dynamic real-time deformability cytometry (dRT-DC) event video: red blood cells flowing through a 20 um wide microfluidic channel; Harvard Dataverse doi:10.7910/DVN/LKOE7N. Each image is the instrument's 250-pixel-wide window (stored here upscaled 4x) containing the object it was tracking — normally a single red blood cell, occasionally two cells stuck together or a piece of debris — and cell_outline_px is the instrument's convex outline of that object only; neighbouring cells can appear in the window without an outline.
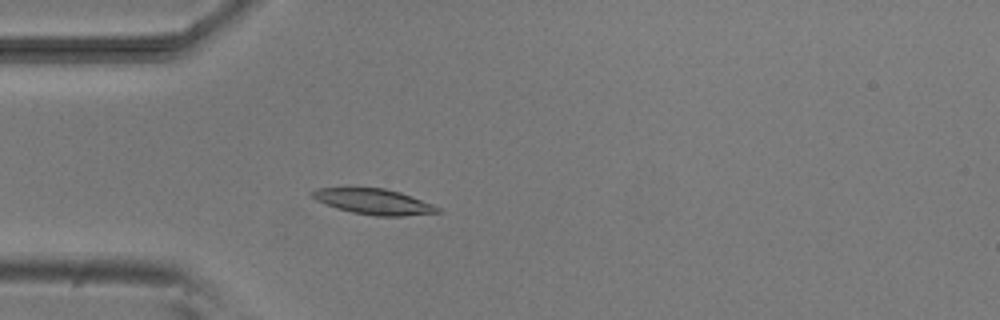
{"species": "common noctule bat (a hibernating species)", "species_latin": "Nyctalus noctula", "temperature_condition": "room temperature", "stored_images_in_passage": 4, "camera_frame_rate_fps": 3000, "um_per_image_px": 0.085, "animal": {"sex": "male", "body_mass_g": 20.5, "forearm_length_mm": 52.5}, "frame": {"image": 1, "passage_image": 4, "time_ms": 3.333, "image_size_px": [1000, 320], "cell_outline_px": [[440, 212], [404, 216], [376, 216], [352, 212], [336, 208], [316, 200], [308, 192], [316, 188], [384, 188], [400, 192], [432, 204], [440, 208]], "centroid_in_image_um": [31.74, 17.14], "position_along_channel_um": 53.3, "area_um2": 18.55}}